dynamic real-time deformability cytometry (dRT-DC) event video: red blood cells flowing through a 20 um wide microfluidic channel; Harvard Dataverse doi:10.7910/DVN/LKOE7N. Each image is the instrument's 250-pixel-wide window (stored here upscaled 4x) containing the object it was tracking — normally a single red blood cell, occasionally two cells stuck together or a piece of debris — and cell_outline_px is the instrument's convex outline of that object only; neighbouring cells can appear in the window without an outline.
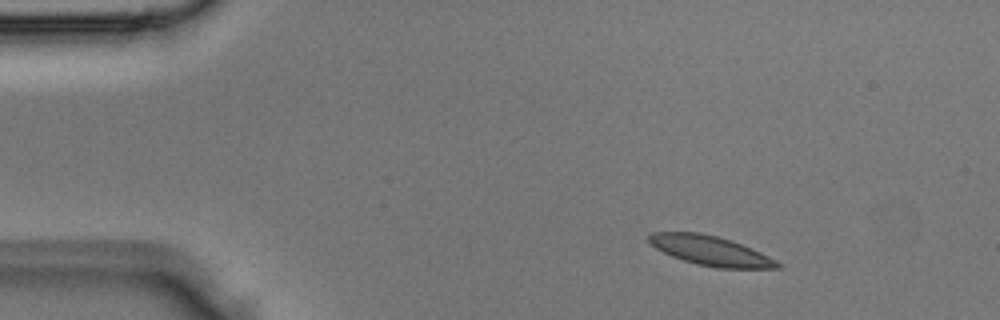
{"species": "Egyptian fruit bat (a non-hibernating species)", "species_latin": "Rousettus aegyptiacus", "temperature_condition": "room temperature", "stored_images_in_passage": 4, "camera_frame_rate_fps": 3000, "um_per_image_px": 0.085, "animal": {"sex": "male"}, "frame": {"image": 1, "passage_image": 2, "time_ms": 0.333, "image_size_px": [1000, 320], "cell_outline_px": [[780, 268], [716, 268], [696, 264], [672, 256], [656, 248], [648, 240], [648, 236], [652, 232], [700, 232], [716, 236], [752, 248], [776, 260], [780, 264]], "centroid_in_image_um": [60.38, 21.31], "position_along_channel_um": 24.6, "area_um2": 21.85}}